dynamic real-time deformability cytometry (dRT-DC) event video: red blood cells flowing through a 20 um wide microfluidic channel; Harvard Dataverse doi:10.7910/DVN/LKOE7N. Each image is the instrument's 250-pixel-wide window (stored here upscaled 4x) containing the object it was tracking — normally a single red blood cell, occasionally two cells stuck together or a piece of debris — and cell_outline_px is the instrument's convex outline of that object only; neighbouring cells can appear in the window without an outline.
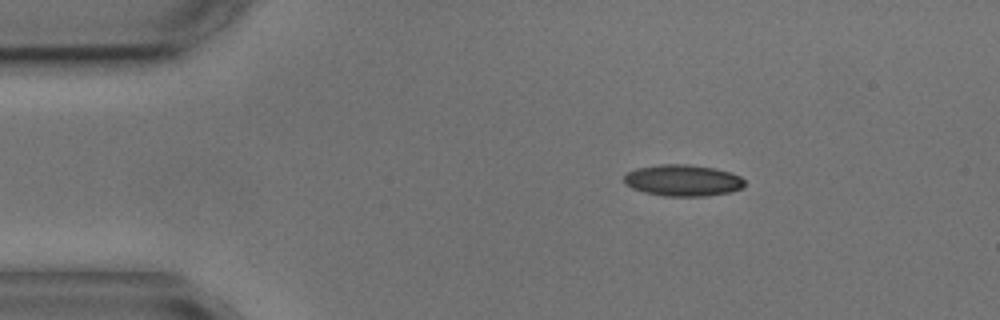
{"species": "common noctule bat (a hibernating species)", "species_latin": "Nyctalus noctula", "temperature_condition": "cold", "stored_images_in_passage": 7, "camera_frame_rate_fps": 3000, "um_per_image_px": 0.085, "animal": {"sex": "male", "body_mass_g": 17.9, "forearm_length_mm": 54.2}, "frame": {"image": 1, "passage_image": 1, "time_ms": 0.0, "image_size_px": [1000, 320], "cell_outline_px": [[744, 184], [740, 188], [732, 192], [704, 196], [664, 196], [644, 192], [632, 188], [624, 184], [624, 176], [628, 172], [636, 168], [660, 164], [688, 164], [716, 168], [740, 176], [744, 180]], "centroid_in_image_um": [58.02, 15.33], "position_along_channel_um": 27.0, "area_um2": 22.14}}
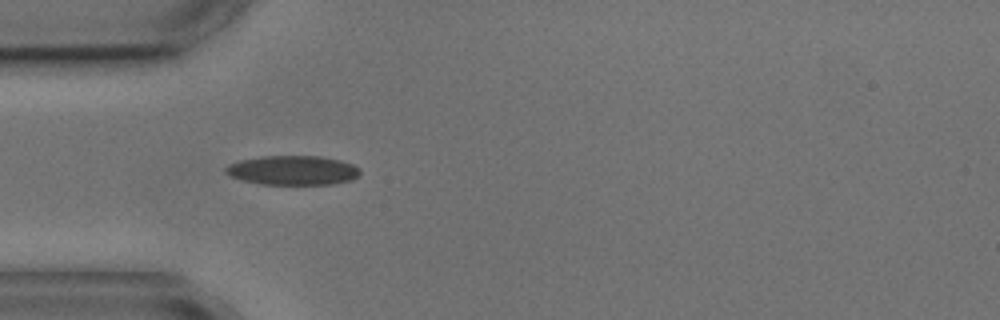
{"frame": {"image": 2, "passage_image": 3, "time_ms": 2.333, "image_size_px": [1000, 320], "cell_outline_px": [[360, 172], [352, 180], [332, 184], [260, 184], [244, 180], [232, 176], [224, 172], [224, 168], [228, 164], [240, 160], [260, 156], [320, 156], [340, 160], [352, 164], [360, 168]], "centroid_in_image_um": [24.88, 14.47], "position_along_channel_um": 60.1, "area_um2": 22.95}}
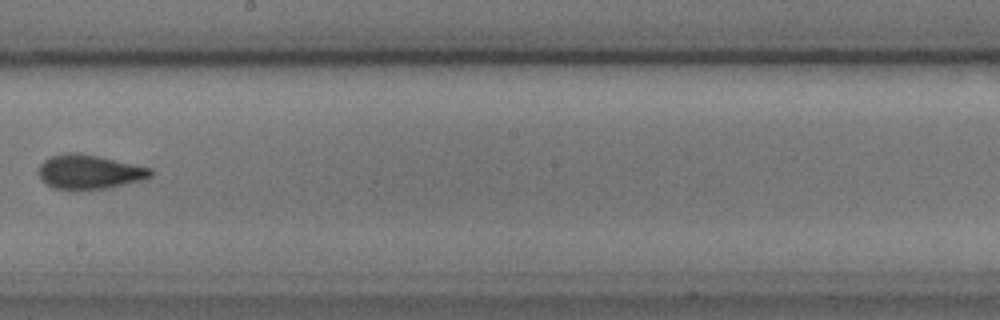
{"frame": {"image": 3, "passage_image": 7, "time_ms": 7.333, "image_size_px": [1000, 320], "cell_outline_px": [[152, 176], [140, 180], [108, 188], [52, 188], [40, 176], [40, 164], [44, 160], [52, 156], [64, 152], [80, 152], [100, 156], [152, 168]], "centroid_in_image_um": [7.62, 14.57], "position_along_channel_um": 240.6, "area_um2": 21.96}}